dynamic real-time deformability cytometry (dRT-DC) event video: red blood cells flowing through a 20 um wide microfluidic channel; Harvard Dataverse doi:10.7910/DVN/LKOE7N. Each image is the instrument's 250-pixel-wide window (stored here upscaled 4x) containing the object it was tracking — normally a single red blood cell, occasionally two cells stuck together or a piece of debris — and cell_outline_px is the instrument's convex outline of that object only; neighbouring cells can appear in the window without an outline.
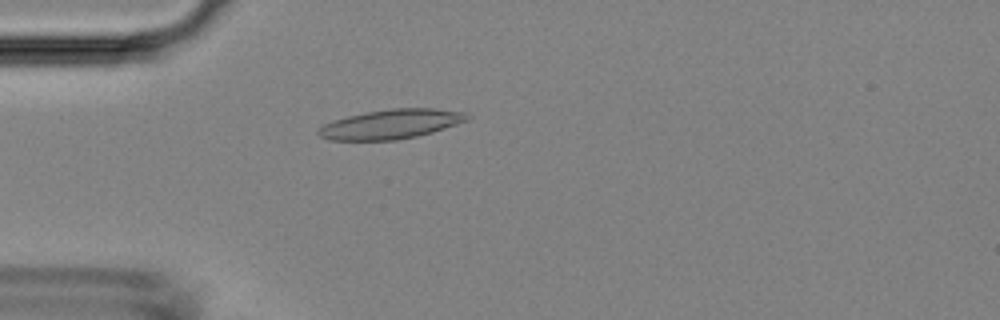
{"species": "Egyptian fruit bat (a non-hibernating species)", "species_latin": "Rousettus aegyptiacus", "temperature_condition": "room temperature", "stored_images_in_passage": 47, "camera_frame_rate_fps": 3000, "um_per_image_px": 0.085, "animal": {"sex": "female"}, "frame": {"image": 1, "passage_image": 12, "time_ms": 3.667, "image_size_px": [1000, 320], "cell_outline_px": [[472, 116], [468, 120], [432, 132], [416, 136], [396, 140], [328, 140], [320, 136], [316, 132], [324, 124], [332, 120], [348, 116], [368, 112], [392, 108], [436, 108], [464, 112]], "centroid_in_image_um": [33.24, 10.55], "position_along_channel_um": 51.8, "area_um2": 25.43}}
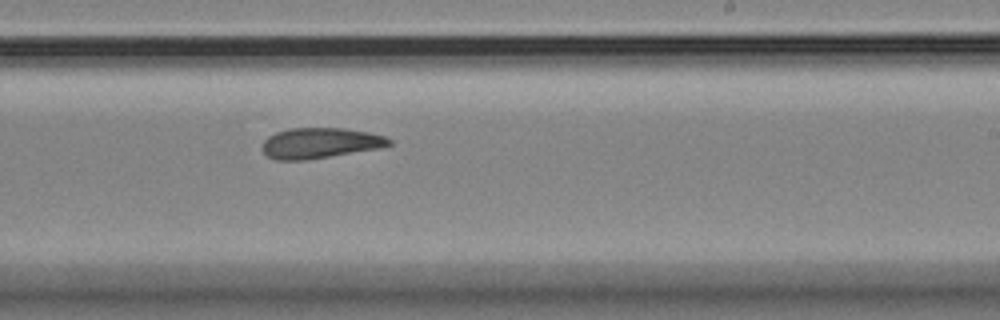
{"frame": {"image": 2, "passage_image": 28, "time_ms": 9.0, "image_size_px": [1000, 320], "cell_outline_px": [[392, 144], [380, 148], [308, 160], [276, 160], [268, 156], [260, 148], [264, 140], [268, 136], [276, 132], [288, 128], [344, 128], [368, 132], [384, 136], [392, 140]], "centroid_in_image_um": [27.18, 12.16], "position_along_channel_um": 261.8, "area_um2": 22.72}}
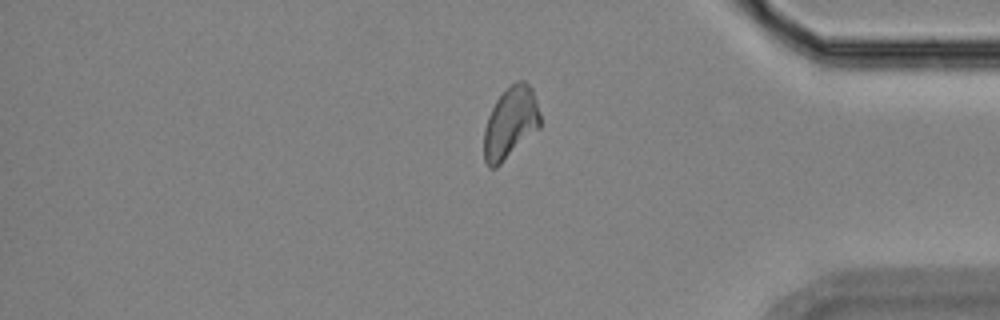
{"frame": {"image": 3, "passage_image": 39, "time_ms": 12.667, "image_size_px": [1000, 320], "cell_outline_px": [[540, 128], [496, 168], [488, 168], [484, 160], [484, 128], [488, 116], [496, 100], [516, 80], [524, 80], [532, 88], [540, 112]], "centroid_in_image_um": [43.39, 10.46], "position_along_channel_um": 391.8, "area_um2": 23.47}}